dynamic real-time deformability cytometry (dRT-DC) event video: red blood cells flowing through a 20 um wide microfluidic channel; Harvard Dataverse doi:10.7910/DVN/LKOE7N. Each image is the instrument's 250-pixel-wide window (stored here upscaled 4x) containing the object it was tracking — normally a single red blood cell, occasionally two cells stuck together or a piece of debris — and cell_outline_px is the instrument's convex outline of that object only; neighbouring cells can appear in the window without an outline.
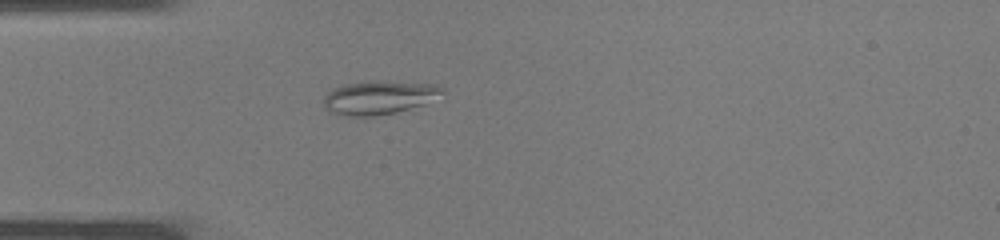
{"species": "common noctule bat (a hibernating species)", "species_latin": "Nyctalus noctula", "temperature_condition": "warm", "stored_images_in_passage": 27, "camera_frame_rate_fps": 3000, "um_per_image_px": 0.085, "animal": {"sex": "male", "body_mass_g": 19.0, "forearm_length_mm": 50.8}, "frame": {"image": 1, "passage_image": 1, "time_ms": 0.0, "image_size_px": [1000, 240], "cell_outline_px": [[444, 92], [424, 104], [396, 112], [372, 116], [348, 116], [328, 112], [324, 108], [324, 96], [332, 88], [344, 84], [388, 80], [436, 84], [444, 88]], "centroid_in_image_um": [32.2, 8.28], "position_along_channel_um": 52.8, "area_um2": 23.29}}
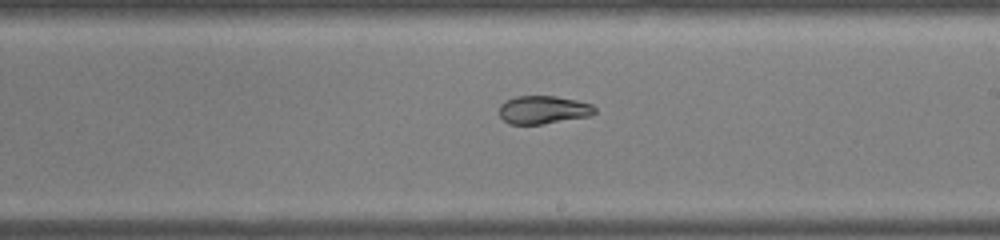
{"frame": {"image": 2, "passage_image": 12, "time_ms": 3.667, "image_size_px": [1000, 240], "cell_outline_px": [[596, 112], [592, 116], [540, 124], [508, 124], [500, 116], [500, 104], [504, 100], [516, 96], [556, 96], [576, 100], [592, 104], [596, 108]], "centroid_in_image_um": [46.19, 9.33], "position_along_channel_um": 242.8, "area_um2": 15.78}}
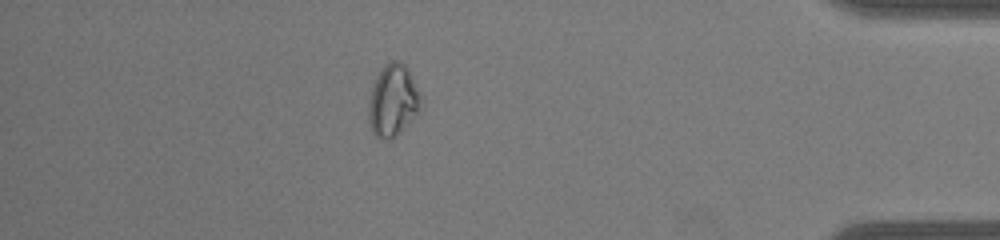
{"frame": {"image": 3, "passage_image": 23, "time_ms": 7.333, "image_size_px": [1000, 240], "cell_outline_px": [[420, 108], [404, 128], [388, 140], [380, 140], [372, 132], [368, 120], [368, 104], [372, 88], [376, 76], [384, 64], [388, 60], [396, 60], [404, 64], [408, 68], [416, 92]], "centroid_in_image_um": [33.32, 8.55], "position_along_channel_um": 401.9, "area_um2": 21.27}}